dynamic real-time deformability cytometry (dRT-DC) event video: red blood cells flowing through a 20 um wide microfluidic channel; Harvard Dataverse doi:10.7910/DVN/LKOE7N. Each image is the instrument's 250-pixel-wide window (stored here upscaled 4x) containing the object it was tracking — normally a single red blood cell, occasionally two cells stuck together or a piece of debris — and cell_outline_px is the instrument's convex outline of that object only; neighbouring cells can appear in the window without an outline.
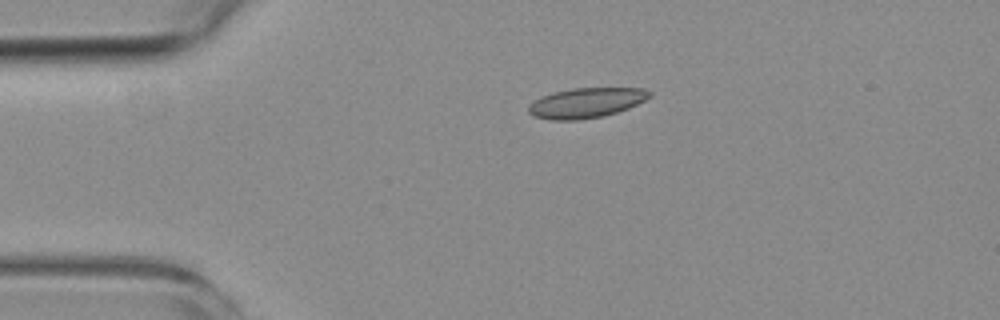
{"species": "common noctule bat (a hibernating species)", "species_latin": "Nyctalus noctula", "temperature_condition": "room temperature", "stored_images_in_passage": 2, "camera_frame_rate_fps": 3000, "um_per_image_px": 0.085, "animal": {"sex": "female", "body_mass_g": 19.3, "forearm_length_mm": 54.1}, "frame": {"image": 1, "passage_image": 1, "time_ms": 0.0, "image_size_px": [1000, 320], "cell_outline_px": [[652, 96], [628, 108], [604, 116], [576, 120], [552, 120], [532, 116], [528, 112], [528, 104], [540, 96], [552, 92], [572, 88], [644, 88], [652, 92]], "centroid_in_image_um": [49.79, 8.73], "position_along_channel_um": 35.2, "area_um2": 21.33}}